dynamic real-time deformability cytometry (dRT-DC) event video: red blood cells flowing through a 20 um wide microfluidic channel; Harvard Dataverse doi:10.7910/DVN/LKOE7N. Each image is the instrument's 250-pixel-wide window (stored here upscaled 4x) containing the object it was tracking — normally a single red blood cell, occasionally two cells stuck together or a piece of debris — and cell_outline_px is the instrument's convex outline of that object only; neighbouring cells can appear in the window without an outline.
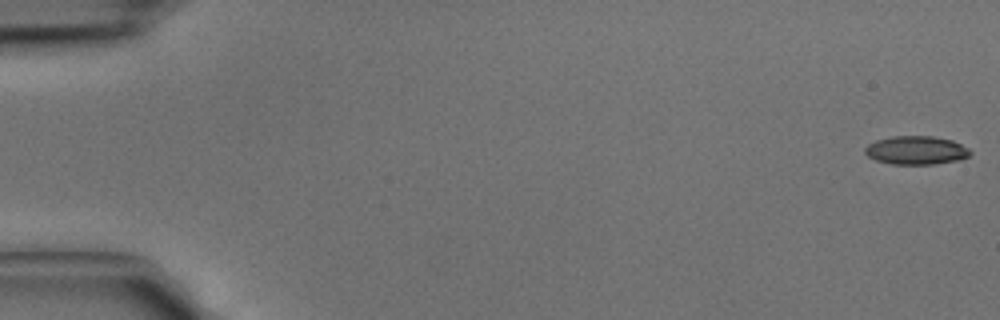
{"species": "common noctule bat (a hibernating species)", "species_latin": "Nyctalus noctula", "temperature_condition": "cold", "stored_images_in_passage": 13, "camera_frame_rate_fps": 3000, "um_per_image_px": 0.085, "animal": {"sex": "male", "body_mass_g": 15.6}, "frame": {"image": 1, "passage_image": 1, "time_ms": 0.0, "image_size_px": [1000, 320], "cell_outline_px": [[972, 152], [968, 156], [956, 160], [936, 164], [892, 164], [876, 160], [868, 156], [864, 152], [864, 148], [868, 144], [876, 140], [892, 136], [932, 136], [952, 140], [968, 148]], "centroid_in_image_um": [77.85, 12.77], "position_along_channel_um": 7.2, "area_um2": 17.4}}
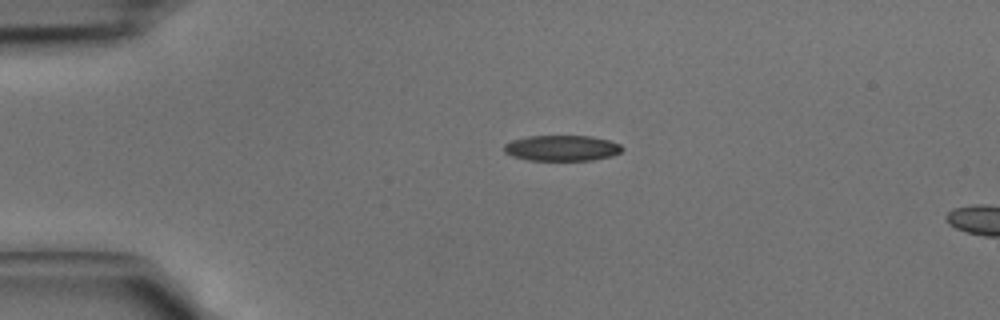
{"frame": {"image": 2, "passage_image": 10, "time_ms": 3.0, "image_size_px": [1000, 320], "cell_outline_px": [[624, 148], [620, 152], [612, 156], [592, 160], [528, 160], [512, 156], [504, 152], [504, 144], [512, 140], [528, 136], [592, 136], [608, 140], [620, 144]], "centroid_in_image_um": [47.76, 12.58], "position_along_channel_um": 37.2, "area_um2": 17.69}}